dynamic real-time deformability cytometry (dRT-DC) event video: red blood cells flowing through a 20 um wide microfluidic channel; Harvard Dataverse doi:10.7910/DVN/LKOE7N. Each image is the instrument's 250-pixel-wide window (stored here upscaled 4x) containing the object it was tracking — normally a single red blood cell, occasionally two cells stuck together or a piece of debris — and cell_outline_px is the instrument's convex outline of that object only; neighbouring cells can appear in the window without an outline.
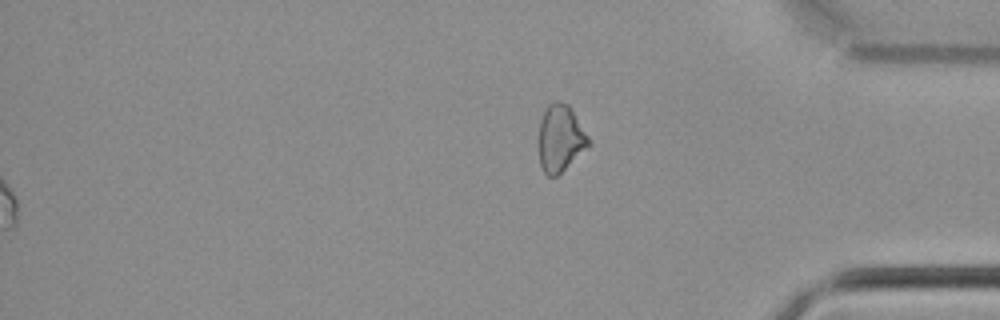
{"species": "common noctule bat (a hibernating species)", "species_latin": "Nyctalus noctula", "temperature_condition": "cold", "stored_images_in_passage": 46, "segment_of_instrument_passage": [2, 2], "camera_frame_rate_fps": 3000, "um_per_image_px": 0.085, "animal": {"sex": "male", "body_mass_g": 21.5, "forearm_length_mm": 52.0}, "frame": {"image": 1, "passage_image": 46, "time_ms": 15.0, "image_size_px": [1000, 320], "cell_outline_px": [[592, 144], [556, 176], [548, 176], [544, 172], [540, 164], [540, 120], [548, 104], [552, 100], [556, 100], [568, 104], [572, 108], [592, 140]], "centroid_in_image_um": [47.68, 11.71], "position_along_channel_um": 387.5, "area_um2": 19.54}}